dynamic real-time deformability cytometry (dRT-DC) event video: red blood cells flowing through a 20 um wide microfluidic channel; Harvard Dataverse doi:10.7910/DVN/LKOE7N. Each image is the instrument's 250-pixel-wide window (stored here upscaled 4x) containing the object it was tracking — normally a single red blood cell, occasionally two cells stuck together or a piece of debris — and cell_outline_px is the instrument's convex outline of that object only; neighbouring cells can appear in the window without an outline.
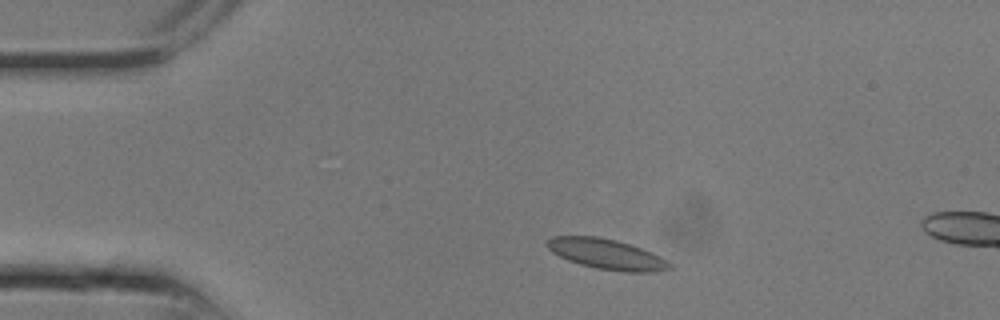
{"species": "common noctule bat (a hibernating species)", "species_latin": "Nyctalus noctula", "temperature_condition": "room temperature", "stored_images_in_passage": 5, "camera_frame_rate_fps": 3000, "um_per_image_px": 0.085, "animal": {"sex": "male", "body_mass_g": 13.3}, "frame": {"image": 1, "passage_image": 3, "time_ms": 0.667, "image_size_px": [1000, 320], "cell_outline_px": [[672, 268], [656, 272], [624, 272], [596, 268], [580, 264], [568, 260], [552, 252], [544, 244], [552, 236], [596, 236], [616, 240], [640, 248], [672, 264]], "centroid_in_image_um": [51.51, 21.6], "position_along_channel_um": 33.5, "area_um2": 21.33}}